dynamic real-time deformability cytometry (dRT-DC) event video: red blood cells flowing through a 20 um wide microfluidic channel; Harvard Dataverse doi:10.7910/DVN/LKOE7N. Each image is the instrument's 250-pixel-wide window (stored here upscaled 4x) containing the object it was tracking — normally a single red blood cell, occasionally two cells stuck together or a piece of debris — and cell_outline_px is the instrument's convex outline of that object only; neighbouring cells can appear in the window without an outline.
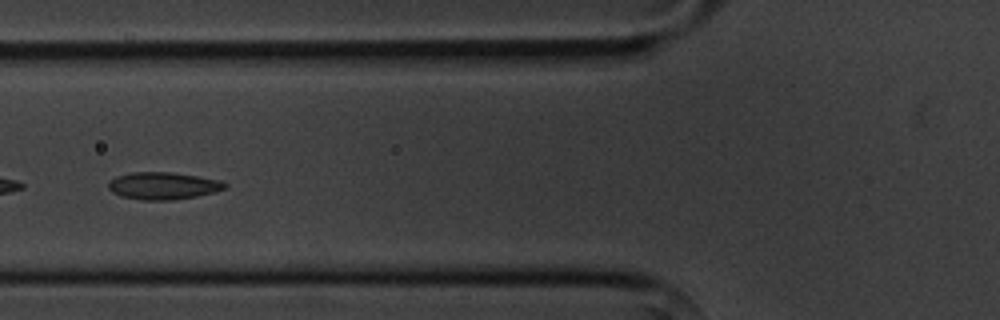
{"species": "common noctule bat (a hibernating species)", "species_latin": "Nyctalus noctula", "temperature_condition": "cold", "stored_images_in_passage": 8, "camera_frame_rate_fps": 3000, "um_per_image_px": 0.085, "animal": {"sex": "male", "body_mass_g": 20.1, "forearm_length_mm": 53.5}, "frame": {"image": 1, "passage_image": 5, "time_ms": 4.667, "image_size_px": [1000, 320], "cell_outline_px": [[228, 184], [224, 188], [216, 192], [196, 196], [172, 200], [144, 200], [120, 196], [112, 192], [108, 188], [108, 180], [116, 176], [132, 172], [172, 172], [220, 180]], "centroid_in_image_um": [13.83, 15.79], "position_along_channel_um": 112.0, "area_um2": 18.55}}
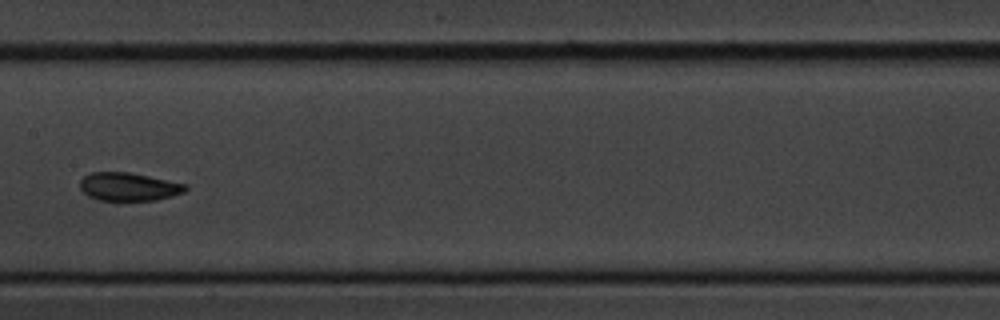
{"frame": {"image": 2, "passage_image": 7, "time_ms": 7.0, "image_size_px": [1000, 320], "cell_outline_px": [[188, 188], [184, 192], [172, 196], [156, 200], [100, 200], [88, 196], [80, 188], [80, 180], [84, 176], [92, 172], [128, 172], [188, 184]], "centroid_in_image_um": [10.95, 15.87], "position_along_channel_um": 196.4, "area_um2": 17.28}}
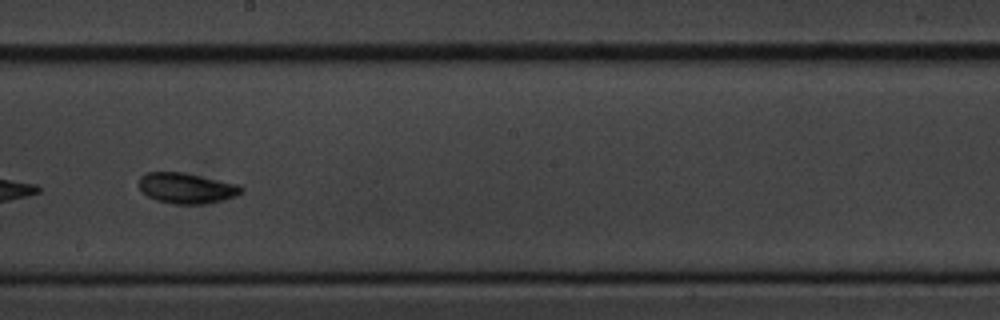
{"frame": {"image": 3, "passage_image": 8, "time_ms": 8.0, "image_size_px": [1000, 320], "cell_outline_px": [[244, 192], [236, 196], [204, 204], [172, 204], [156, 200], [148, 196], [140, 188], [140, 176], [148, 172], [180, 172], [240, 184], [244, 188]], "centroid_in_image_um": [15.89, 16.0], "position_along_channel_um": 232.3, "area_um2": 18.15}}